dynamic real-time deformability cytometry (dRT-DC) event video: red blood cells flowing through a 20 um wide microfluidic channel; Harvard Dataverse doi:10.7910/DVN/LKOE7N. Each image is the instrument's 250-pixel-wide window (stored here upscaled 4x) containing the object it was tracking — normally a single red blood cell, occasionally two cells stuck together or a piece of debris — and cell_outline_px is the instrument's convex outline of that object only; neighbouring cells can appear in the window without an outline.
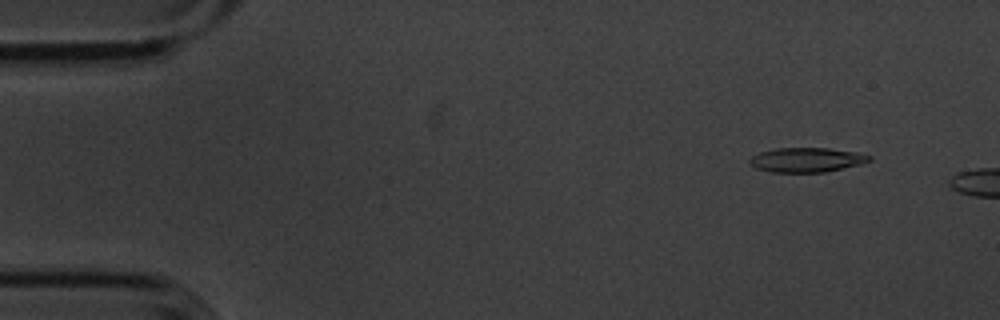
{"species": "common noctule bat (a hibernating species)", "species_latin": "Nyctalus noctula", "temperature_condition": "cold", "stored_images_in_passage": 4, "segment_of_instrument_passage": [2, 2], "camera_frame_rate_fps": 3000, "um_per_image_px": 0.085, "animal": {"sex": "male", "body_mass_g": 20.1, "forearm_length_mm": 53.5}, "frame": {"image": 1, "passage_image": 4, "time_ms": 1.0, "image_size_px": [1000, 320], "cell_outline_px": [[872, 160], [860, 164], [824, 172], [772, 172], [756, 168], [748, 160], [752, 156], [760, 152], [776, 148], [828, 148], [856, 152], [872, 156]], "centroid_in_image_um": [68.57, 13.58], "position_along_channel_um": 16.4, "area_um2": 16.94}}